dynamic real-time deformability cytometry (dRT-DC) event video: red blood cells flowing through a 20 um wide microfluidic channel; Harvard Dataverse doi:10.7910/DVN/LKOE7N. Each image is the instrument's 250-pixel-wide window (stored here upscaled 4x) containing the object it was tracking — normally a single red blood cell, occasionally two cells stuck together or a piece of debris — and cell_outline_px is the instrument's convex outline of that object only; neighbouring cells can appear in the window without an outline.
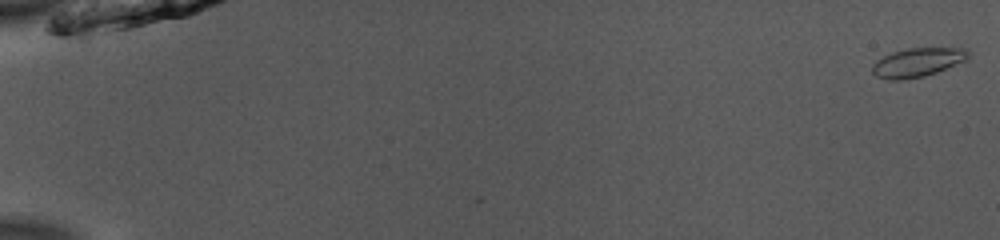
{"species": "common noctule bat (a hibernating species)", "species_latin": "Nyctalus noctula", "temperature_condition": "room temperature", "stored_images_in_passage": 5, "camera_frame_rate_fps": 3000, "um_per_image_px": 0.085, "animal": {"sex": "male", "body_mass_g": 13.0, "forearm_length_mm": 53.1}, "frame": {"image": 1, "passage_image": 1, "time_ms": 0.0, "image_size_px": [1000, 240], "cell_outline_px": [[972, 52], [968, 60], [936, 72], [924, 76], [904, 80], [888, 80], [876, 76], [872, 72], [872, 64], [876, 60], [892, 52], [908, 48], [968, 48]], "centroid_in_image_um": [78.02, 5.3], "position_along_channel_um": 7.0, "area_um2": 16.42}}